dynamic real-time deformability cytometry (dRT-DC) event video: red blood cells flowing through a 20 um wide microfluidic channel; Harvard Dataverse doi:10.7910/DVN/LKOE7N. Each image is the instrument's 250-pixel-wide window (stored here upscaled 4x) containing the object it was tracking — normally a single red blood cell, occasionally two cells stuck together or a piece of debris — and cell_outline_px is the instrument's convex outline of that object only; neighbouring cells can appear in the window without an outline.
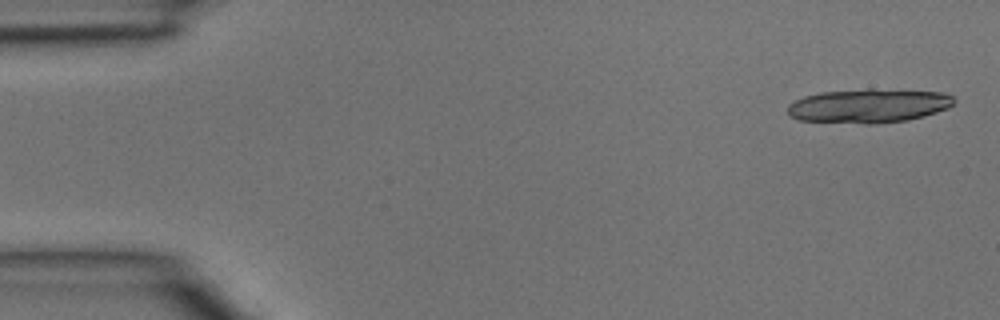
{"species": "common noctule bat (a hibernating species)", "species_latin": "Nyctalus noctula", "temperature_condition": "room temperature", "stored_images_in_passage": 3, "camera_frame_rate_fps": 3000, "um_per_image_px": 0.085, "animal": {"sex": "male", "body_mass_g": 15.6}, "frame": {"image": 1, "passage_image": 1, "time_ms": 0.0, "image_size_px": [1000, 320], "cell_outline_px": [[956, 100], [948, 108], [924, 116], [908, 120], [876, 124], [864, 124], [800, 120], [788, 116], [788, 104], [804, 96], [820, 92], [868, 88], [872, 88], [944, 92], [952, 96]], "centroid_in_image_um": [73.84, 8.98], "position_along_channel_um": 11.2, "area_um2": 33.41}}